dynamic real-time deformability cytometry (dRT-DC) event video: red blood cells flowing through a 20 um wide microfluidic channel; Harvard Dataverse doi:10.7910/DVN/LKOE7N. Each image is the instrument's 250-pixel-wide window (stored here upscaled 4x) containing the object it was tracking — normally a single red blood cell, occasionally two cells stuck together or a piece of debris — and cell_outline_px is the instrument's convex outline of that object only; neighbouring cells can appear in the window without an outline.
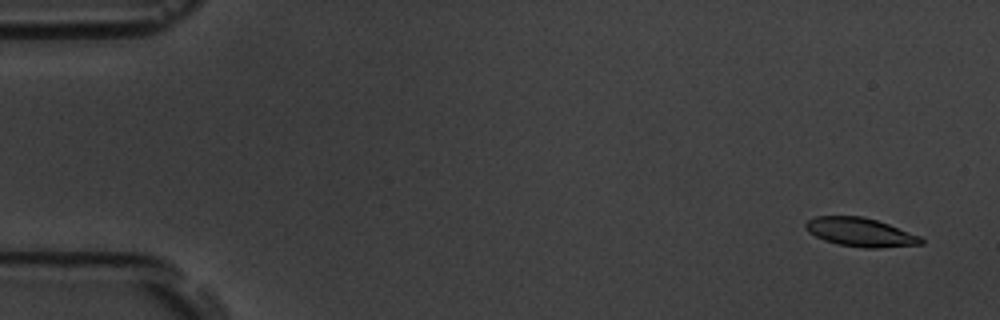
{"species": "common noctule bat (a hibernating species)", "species_latin": "Nyctalus noctula", "temperature_condition": "room temperature", "stored_images_in_passage": 55, "camera_frame_rate_fps": 3000, "um_per_image_px": 0.085, "animal": {"sex": "male", "body_mass_g": 19.5, "forearm_length_mm": 54.6}, "frame": {"image": 1, "passage_image": 3, "time_ms": 0.667, "image_size_px": [1000, 320], "cell_outline_px": [[924, 244], [880, 248], [864, 248], [840, 244], [824, 240], [808, 232], [804, 224], [808, 220], [816, 216], [864, 216], [888, 224], [920, 236], [924, 240]], "centroid_in_image_um": [73.14, 19.74], "position_along_channel_um": 11.9, "area_um2": 19.25}}
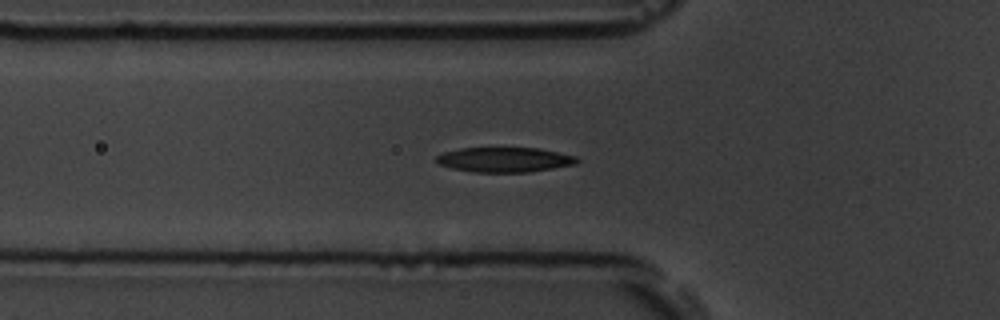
{"frame": {"image": 2, "passage_image": 19, "time_ms": 6.0, "image_size_px": [1000, 320], "cell_outline_px": [[580, 160], [576, 164], [528, 172], [476, 172], [452, 168], [440, 164], [436, 160], [436, 156], [444, 152], [460, 148], [540, 148], [576, 156]], "centroid_in_image_um": [42.91, 13.57], "position_along_channel_um": 82.9, "area_um2": 20.23}}
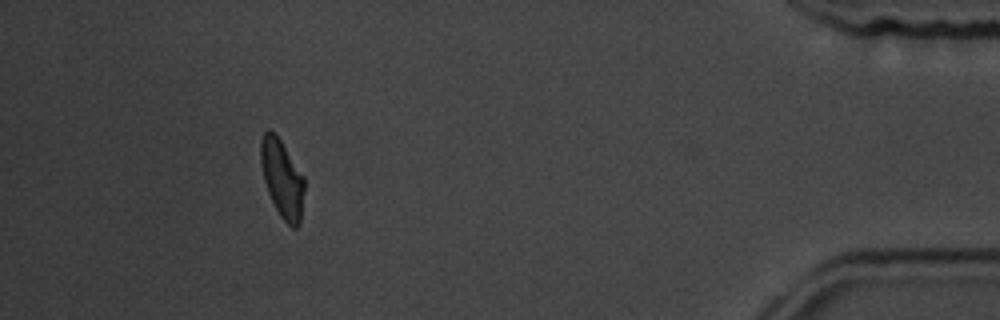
{"frame": {"image": 3, "passage_image": 50, "time_ms": 16.333, "image_size_px": [1000, 320], "cell_outline_px": [[304, 188], [300, 224], [296, 228], [292, 228], [280, 216], [268, 192], [264, 180], [260, 164], [260, 140], [264, 132], [268, 128], [280, 140], [304, 176]], "centroid_in_image_um": [23.97, 15.19], "position_along_channel_um": 411.2, "area_um2": 19.65}, "authors_computed_cell_mechanics": {"area_um2": 20.2878, "velocity_mm_per_s": 3.755, "shape_relaxation_time_tau1_ms": 3.3312, "shape_relaxation_time_tau2_ms": 5.0561, "deformation_change_tau1": 0.1365, "deformation_change_tau2": 0.1193}}